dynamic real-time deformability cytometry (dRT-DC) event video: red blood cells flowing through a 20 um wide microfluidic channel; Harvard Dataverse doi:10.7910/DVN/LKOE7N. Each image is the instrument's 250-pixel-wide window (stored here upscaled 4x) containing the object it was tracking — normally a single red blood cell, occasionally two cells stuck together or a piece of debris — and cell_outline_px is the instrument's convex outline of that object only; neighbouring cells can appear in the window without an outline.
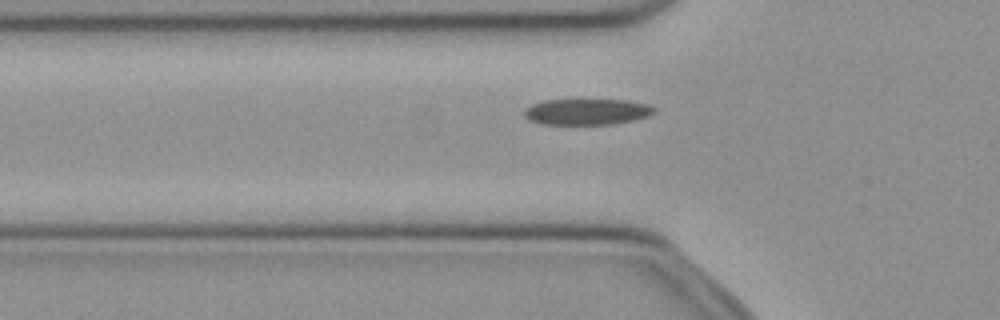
{"species": "common noctule bat (a hibernating species)", "species_latin": "Nyctalus noctula", "temperature_condition": "cold", "stored_images_in_passage": 50, "camera_frame_rate_fps": 3000, "um_per_image_px": 0.085, "animal": {"sex": "female", "body_mass_g": 21.9}, "frame": {"image": 1, "passage_image": 16, "time_ms": 5.0, "image_size_px": [1000, 320], "cell_outline_px": [[656, 112], [648, 116], [632, 120], [612, 124], [540, 124], [528, 120], [524, 116], [524, 108], [532, 104], [544, 100], [628, 100], [648, 104], [656, 108]], "centroid_in_image_um": [49.87, 9.5], "position_along_channel_um": 75.9, "area_um2": 19.83}}
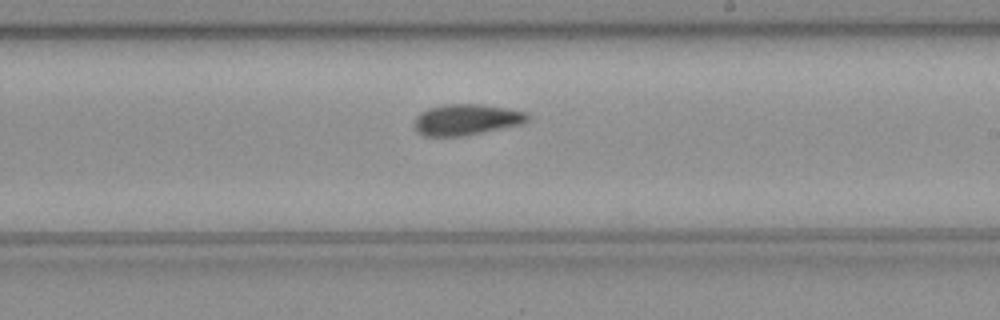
{"frame": {"image": 2, "passage_image": 29, "time_ms": 9.333, "image_size_px": [1000, 320], "cell_outline_px": [[528, 120], [520, 124], [464, 136], [424, 136], [416, 132], [416, 116], [420, 112], [428, 108], [444, 104], [484, 104], [528, 112]], "centroid_in_image_um": [39.63, 10.16], "position_along_channel_um": 249.4, "area_um2": 20.4}}
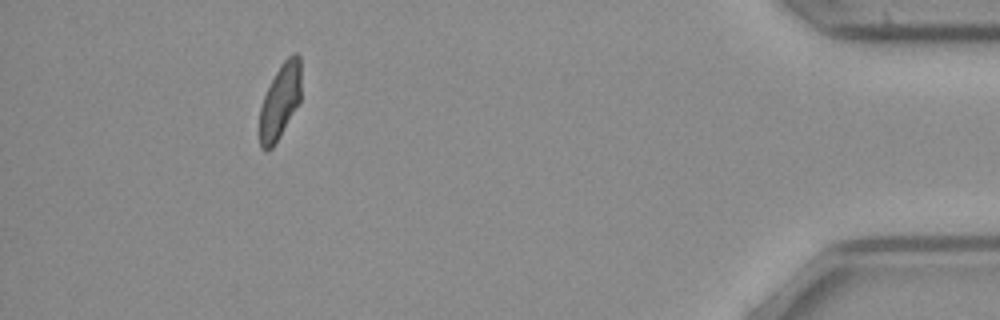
{"frame": {"image": 3, "passage_image": 46, "time_ms": 15.0, "image_size_px": [1000, 320], "cell_outline_px": [[300, 100], [280, 136], [272, 148], [260, 148], [260, 108], [264, 96], [280, 64], [292, 52], [296, 52], [300, 56]], "centroid_in_image_um": [23.81, 8.56], "position_along_channel_um": 411.4, "area_um2": 17.8}, "authors_computed_cell_mechanics": {"area_um2": 20.1144, "velocity_mm_per_s": 3.9751, "shape_relaxation_time_tau1_ms": 5.3747, "shape_relaxation_time_tau2_ms": 3.4081, "deformation_change_tau1": 0.1439, "deformation_change_tau2": 0.0884}}